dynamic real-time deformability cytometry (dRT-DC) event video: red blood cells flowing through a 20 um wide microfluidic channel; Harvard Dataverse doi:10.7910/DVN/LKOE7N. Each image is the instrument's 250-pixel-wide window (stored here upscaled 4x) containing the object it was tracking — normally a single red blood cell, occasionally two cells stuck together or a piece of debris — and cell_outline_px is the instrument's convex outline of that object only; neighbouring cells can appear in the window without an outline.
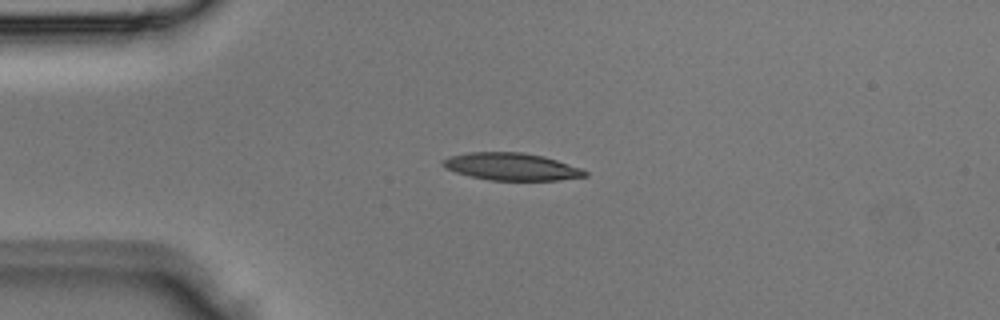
{"species": "Egyptian fruit bat (a non-hibernating species)", "species_latin": "Rousettus aegyptiacus", "temperature_condition": "room temperature", "stored_images_in_passage": 3, "camera_frame_rate_fps": 3000, "um_per_image_px": 0.085, "animal": {"sex": "male"}, "frame": {"image": 1, "passage_image": 2, "time_ms": 0.333, "image_size_px": [1000, 320], "cell_outline_px": [[588, 176], [556, 180], [488, 180], [456, 172], [444, 168], [440, 164], [444, 160], [452, 156], [468, 152], [520, 152], [544, 156], [580, 168], [588, 172]], "centroid_in_image_um": [43.47, 14.16], "position_along_channel_um": 41.5, "area_um2": 22.43}}